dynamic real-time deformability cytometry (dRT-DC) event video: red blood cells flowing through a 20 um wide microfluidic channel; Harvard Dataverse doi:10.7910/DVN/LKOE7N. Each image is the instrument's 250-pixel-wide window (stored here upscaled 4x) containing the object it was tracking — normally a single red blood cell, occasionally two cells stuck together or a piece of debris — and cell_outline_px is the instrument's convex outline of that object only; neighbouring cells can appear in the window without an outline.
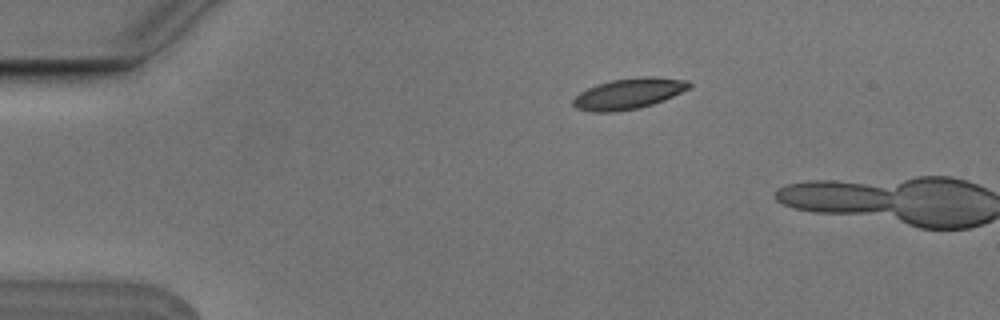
{"species": "Egyptian fruit bat (a non-hibernating species)", "species_latin": "Rousettus aegyptiacus", "temperature_condition": "cold", "stored_images_in_passage": 3, "camera_frame_rate_fps": 3000, "um_per_image_px": 0.085, "animal": {"sex": "male"}, "frame": {"image": 1, "passage_image": 3, "time_ms": 0.667, "image_size_px": [1000, 320], "cell_outline_px": [[692, 84], [688, 88], [664, 100], [640, 108], [616, 112], [592, 112], [576, 108], [572, 104], [572, 100], [580, 92], [596, 84], [612, 80], [640, 76], [656, 76], [688, 80]], "centroid_in_image_um": [53.42, 7.95], "position_along_channel_um": 31.6, "area_um2": 20.92}}